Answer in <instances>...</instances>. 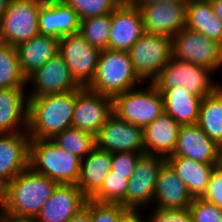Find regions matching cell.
<instances>
[{
	"mask_svg": "<svg viewBox=\"0 0 222 222\" xmlns=\"http://www.w3.org/2000/svg\"><path fill=\"white\" fill-rule=\"evenodd\" d=\"M28 99L27 132L31 139H52L72 127L75 90Z\"/></svg>",
	"mask_w": 222,
	"mask_h": 222,
	"instance_id": "cell-1",
	"label": "cell"
},
{
	"mask_svg": "<svg viewBox=\"0 0 222 222\" xmlns=\"http://www.w3.org/2000/svg\"><path fill=\"white\" fill-rule=\"evenodd\" d=\"M58 184L27 167L5 185L1 215L36 217Z\"/></svg>",
	"mask_w": 222,
	"mask_h": 222,
	"instance_id": "cell-2",
	"label": "cell"
},
{
	"mask_svg": "<svg viewBox=\"0 0 222 222\" xmlns=\"http://www.w3.org/2000/svg\"><path fill=\"white\" fill-rule=\"evenodd\" d=\"M142 83L128 52L105 49L101 50L96 75L87 88L113 98Z\"/></svg>",
	"mask_w": 222,
	"mask_h": 222,
	"instance_id": "cell-3",
	"label": "cell"
},
{
	"mask_svg": "<svg viewBox=\"0 0 222 222\" xmlns=\"http://www.w3.org/2000/svg\"><path fill=\"white\" fill-rule=\"evenodd\" d=\"M81 158L59 148L51 139H31L29 167L57 184L77 185Z\"/></svg>",
	"mask_w": 222,
	"mask_h": 222,
	"instance_id": "cell-4",
	"label": "cell"
},
{
	"mask_svg": "<svg viewBox=\"0 0 222 222\" xmlns=\"http://www.w3.org/2000/svg\"><path fill=\"white\" fill-rule=\"evenodd\" d=\"M142 86L118 94L112 100L113 113L118 118L144 128L164 112V101L153 83H148L145 89Z\"/></svg>",
	"mask_w": 222,
	"mask_h": 222,
	"instance_id": "cell-5",
	"label": "cell"
},
{
	"mask_svg": "<svg viewBox=\"0 0 222 222\" xmlns=\"http://www.w3.org/2000/svg\"><path fill=\"white\" fill-rule=\"evenodd\" d=\"M212 74L206 67L172 58L152 83L157 89L184 87L189 93L204 98L221 85L213 82Z\"/></svg>",
	"mask_w": 222,
	"mask_h": 222,
	"instance_id": "cell-6",
	"label": "cell"
},
{
	"mask_svg": "<svg viewBox=\"0 0 222 222\" xmlns=\"http://www.w3.org/2000/svg\"><path fill=\"white\" fill-rule=\"evenodd\" d=\"M45 0H11L0 19V41L16 47L39 32V11Z\"/></svg>",
	"mask_w": 222,
	"mask_h": 222,
	"instance_id": "cell-7",
	"label": "cell"
},
{
	"mask_svg": "<svg viewBox=\"0 0 222 222\" xmlns=\"http://www.w3.org/2000/svg\"><path fill=\"white\" fill-rule=\"evenodd\" d=\"M128 53L138 77L152 83L172 59V41L164 35L144 32Z\"/></svg>",
	"mask_w": 222,
	"mask_h": 222,
	"instance_id": "cell-8",
	"label": "cell"
},
{
	"mask_svg": "<svg viewBox=\"0 0 222 222\" xmlns=\"http://www.w3.org/2000/svg\"><path fill=\"white\" fill-rule=\"evenodd\" d=\"M171 41L172 58L206 67L213 72L222 66V46L202 33L185 27Z\"/></svg>",
	"mask_w": 222,
	"mask_h": 222,
	"instance_id": "cell-9",
	"label": "cell"
},
{
	"mask_svg": "<svg viewBox=\"0 0 222 222\" xmlns=\"http://www.w3.org/2000/svg\"><path fill=\"white\" fill-rule=\"evenodd\" d=\"M59 53L76 83L80 87H88L96 75L101 50L76 33L59 39Z\"/></svg>",
	"mask_w": 222,
	"mask_h": 222,
	"instance_id": "cell-10",
	"label": "cell"
},
{
	"mask_svg": "<svg viewBox=\"0 0 222 222\" xmlns=\"http://www.w3.org/2000/svg\"><path fill=\"white\" fill-rule=\"evenodd\" d=\"M165 161L166 158L158 155L144 154L139 158L129 179L124 208L141 210L152 207L158 173Z\"/></svg>",
	"mask_w": 222,
	"mask_h": 222,
	"instance_id": "cell-11",
	"label": "cell"
},
{
	"mask_svg": "<svg viewBox=\"0 0 222 222\" xmlns=\"http://www.w3.org/2000/svg\"><path fill=\"white\" fill-rule=\"evenodd\" d=\"M112 114V97L95 93L87 87L75 90L72 127L96 136Z\"/></svg>",
	"mask_w": 222,
	"mask_h": 222,
	"instance_id": "cell-12",
	"label": "cell"
},
{
	"mask_svg": "<svg viewBox=\"0 0 222 222\" xmlns=\"http://www.w3.org/2000/svg\"><path fill=\"white\" fill-rule=\"evenodd\" d=\"M96 147L112 153H145L143 128L113 113L96 135Z\"/></svg>",
	"mask_w": 222,
	"mask_h": 222,
	"instance_id": "cell-13",
	"label": "cell"
},
{
	"mask_svg": "<svg viewBox=\"0 0 222 222\" xmlns=\"http://www.w3.org/2000/svg\"><path fill=\"white\" fill-rule=\"evenodd\" d=\"M27 84H33L28 97L65 93L81 87L71 76L67 63L60 53L49 59L41 68L27 77Z\"/></svg>",
	"mask_w": 222,
	"mask_h": 222,
	"instance_id": "cell-14",
	"label": "cell"
},
{
	"mask_svg": "<svg viewBox=\"0 0 222 222\" xmlns=\"http://www.w3.org/2000/svg\"><path fill=\"white\" fill-rule=\"evenodd\" d=\"M141 12L131 0H123L111 13L108 48L128 52L144 33Z\"/></svg>",
	"mask_w": 222,
	"mask_h": 222,
	"instance_id": "cell-15",
	"label": "cell"
},
{
	"mask_svg": "<svg viewBox=\"0 0 222 222\" xmlns=\"http://www.w3.org/2000/svg\"><path fill=\"white\" fill-rule=\"evenodd\" d=\"M144 31L172 38L186 27L187 4L156 2L138 6Z\"/></svg>",
	"mask_w": 222,
	"mask_h": 222,
	"instance_id": "cell-16",
	"label": "cell"
},
{
	"mask_svg": "<svg viewBox=\"0 0 222 222\" xmlns=\"http://www.w3.org/2000/svg\"><path fill=\"white\" fill-rule=\"evenodd\" d=\"M28 132L0 134V182L6 185L29 167Z\"/></svg>",
	"mask_w": 222,
	"mask_h": 222,
	"instance_id": "cell-17",
	"label": "cell"
},
{
	"mask_svg": "<svg viewBox=\"0 0 222 222\" xmlns=\"http://www.w3.org/2000/svg\"><path fill=\"white\" fill-rule=\"evenodd\" d=\"M87 199L77 185L58 184L36 218L38 222H68Z\"/></svg>",
	"mask_w": 222,
	"mask_h": 222,
	"instance_id": "cell-18",
	"label": "cell"
},
{
	"mask_svg": "<svg viewBox=\"0 0 222 222\" xmlns=\"http://www.w3.org/2000/svg\"><path fill=\"white\" fill-rule=\"evenodd\" d=\"M80 18L63 0H45L39 11V32L62 38L79 33Z\"/></svg>",
	"mask_w": 222,
	"mask_h": 222,
	"instance_id": "cell-19",
	"label": "cell"
},
{
	"mask_svg": "<svg viewBox=\"0 0 222 222\" xmlns=\"http://www.w3.org/2000/svg\"><path fill=\"white\" fill-rule=\"evenodd\" d=\"M220 146L198 124L182 125L175 151L170 156H184L204 164H219Z\"/></svg>",
	"mask_w": 222,
	"mask_h": 222,
	"instance_id": "cell-20",
	"label": "cell"
},
{
	"mask_svg": "<svg viewBox=\"0 0 222 222\" xmlns=\"http://www.w3.org/2000/svg\"><path fill=\"white\" fill-rule=\"evenodd\" d=\"M186 185L179 178L174 168L166 160L158 173L153 203L162 209H186L192 203Z\"/></svg>",
	"mask_w": 222,
	"mask_h": 222,
	"instance_id": "cell-21",
	"label": "cell"
},
{
	"mask_svg": "<svg viewBox=\"0 0 222 222\" xmlns=\"http://www.w3.org/2000/svg\"><path fill=\"white\" fill-rule=\"evenodd\" d=\"M181 125L163 112L143 128L145 154L164 158L175 151Z\"/></svg>",
	"mask_w": 222,
	"mask_h": 222,
	"instance_id": "cell-22",
	"label": "cell"
},
{
	"mask_svg": "<svg viewBox=\"0 0 222 222\" xmlns=\"http://www.w3.org/2000/svg\"><path fill=\"white\" fill-rule=\"evenodd\" d=\"M25 88L0 89V134L27 132L28 95Z\"/></svg>",
	"mask_w": 222,
	"mask_h": 222,
	"instance_id": "cell-23",
	"label": "cell"
},
{
	"mask_svg": "<svg viewBox=\"0 0 222 222\" xmlns=\"http://www.w3.org/2000/svg\"><path fill=\"white\" fill-rule=\"evenodd\" d=\"M15 48L21 71L27 78L59 53V39L38 34L30 40L18 44Z\"/></svg>",
	"mask_w": 222,
	"mask_h": 222,
	"instance_id": "cell-24",
	"label": "cell"
},
{
	"mask_svg": "<svg viewBox=\"0 0 222 222\" xmlns=\"http://www.w3.org/2000/svg\"><path fill=\"white\" fill-rule=\"evenodd\" d=\"M113 153L95 148L81 159L80 176L77 187L90 199L102 186L112 167Z\"/></svg>",
	"mask_w": 222,
	"mask_h": 222,
	"instance_id": "cell-25",
	"label": "cell"
},
{
	"mask_svg": "<svg viewBox=\"0 0 222 222\" xmlns=\"http://www.w3.org/2000/svg\"><path fill=\"white\" fill-rule=\"evenodd\" d=\"M166 160L186 185L193 198H202L214 168L219 164H204L184 156H168Z\"/></svg>",
	"mask_w": 222,
	"mask_h": 222,
	"instance_id": "cell-26",
	"label": "cell"
},
{
	"mask_svg": "<svg viewBox=\"0 0 222 222\" xmlns=\"http://www.w3.org/2000/svg\"><path fill=\"white\" fill-rule=\"evenodd\" d=\"M158 91L163 96L164 112L179 125L197 124L203 97L189 93L184 87Z\"/></svg>",
	"mask_w": 222,
	"mask_h": 222,
	"instance_id": "cell-27",
	"label": "cell"
},
{
	"mask_svg": "<svg viewBox=\"0 0 222 222\" xmlns=\"http://www.w3.org/2000/svg\"><path fill=\"white\" fill-rule=\"evenodd\" d=\"M186 14L187 29L202 33L222 46V22L215 15L210 0H190Z\"/></svg>",
	"mask_w": 222,
	"mask_h": 222,
	"instance_id": "cell-28",
	"label": "cell"
},
{
	"mask_svg": "<svg viewBox=\"0 0 222 222\" xmlns=\"http://www.w3.org/2000/svg\"><path fill=\"white\" fill-rule=\"evenodd\" d=\"M197 124L217 145L222 146V86L205 96L200 104Z\"/></svg>",
	"mask_w": 222,
	"mask_h": 222,
	"instance_id": "cell-29",
	"label": "cell"
},
{
	"mask_svg": "<svg viewBox=\"0 0 222 222\" xmlns=\"http://www.w3.org/2000/svg\"><path fill=\"white\" fill-rule=\"evenodd\" d=\"M16 48L0 41V89L27 88Z\"/></svg>",
	"mask_w": 222,
	"mask_h": 222,
	"instance_id": "cell-30",
	"label": "cell"
},
{
	"mask_svg": "<svg viewBox=\"0 0 222 222\" xmlns=\"http://www.w3.org/2000/svg\"><path fill=\"white\" fill-rule=\"evenodd\" d=\"M59 148L79 158L87 157L96 148V136L92 133L69 127L51 139Z\"/></svg>",
	"mask_w": 222,
	"mask_h": 222,
	"instance_id": "cell-31",
	"label": "cell"
},
{
	"mask_svg": "<svg viewBox=\"0 0 222 222\" xmlns=\"http://www.w3.org/2000/svg\"><path fill=\"white\" fill-rule=\"evenodd\" d=\"M111 28V13L96 16L80 21L79 34L93 47L99 50L108 48V39Z\"/></svg>",
	"mask_w": 222,
	"mask_h": 222,
	"instance_id": "cell-32",
	"label": "cell"
},
{
	"mask_svg": "<svg viewBox=\"0 0 222 222\" xmlns=\"http://www.w3.org/2000/svg\"><path fill=\"white\" fill-rule=\"evenodd\" d=\"M128 183L127 175L115 174L110 170L101 188L90 199L99 203L120 204L124 207Z\"/></svg>",
	"mask_w": 222,
	"mask_h": 222,
	"instance_id": "cell-33",
	"label": "cell"
},
{
	"mask_svg": "<svg viewBox=\"0 0 222 222\" xmlns=\"http://www.w3.org/2000/svg\"><path fill=\"white\" fill-rule=\"evenodd\" d=\"M79 15L80 20L96 16H104L113 10L123 0H63Z\"/></svg>",
	"mask_w": 222,
	"mask_h": 222,
	"instance_id": "cell-34",
	"label": "cell"
},
{
	"mask_svg": "<svg viewBox=\"0 0 222 222\" xmlns=\"http://www.w3.org/2000/svg\"><path fill=\"white\" fill-rule=\"evenodd\" d=\"M188 208L193 222H222V208L203 198H193Z\"/></svg>",
	"mask_w": 222,
	"mask_h": 222,
	"instance_id": "cell-35",
	"label": "cell"
},
{
	"mask_svg": "<svg viewBox=\"0 0 222 222\" xmlns=\"http://www.w3.org/2000/svg\"><path fill=\"white\" fill-rule=\"evenodd\" d=\"M127 211L120 204L99 203L90 199L91 222H118Z\"/></svg>",
	"mask_w": 222,
	"mask_h": 222,
	"instance_id": "cell-36",
	"label": "cell"
},
{
	"mask_svg": "<svg viewBox=\"0 0 222 222\" xmlns=\"http://www.w3.org/2000/svg\"><path fill=\"white\" fill-rule=\"evenodd\" d=\"M145 153L116 152L113 153L111 170L115 174L127 175L129 180L135 170V165L139 158Z\"/></svg>",
	"mask_w": 222,
	"mask_h": 222,
	"instance_id": "cell-37",
	"label": "cell"
},
{
	"mask_svg": "<svg viewBox=\"0 0 222 222\" xmlns=\"http://www.w3.org/2000/svg\"><path fill=\"white\" fill-rule=\"evenodd\" d=\"M147 222H193L189 208L186 209H162L155 207Z\"/></svg>",
	"mask_w": 222,
	"mask_h": 222,
	"instance_id": "cell-38",
	"label": "cell"
},
{
	"mask_svg": "<svg viewBox=\"0 0 222 222\" xmlns=\"http://www.w3.org/2000/svg\"><path fill=\"white\" fill-rule=\"evenodd\" d=\"M204 200L222 208V167L217 165L211 173Z\"/></svg>",
	"mask_w": 222,
	"mask_h": 222,
	"instance_id": "cell-39",
	"label": "cell"
},
{
	"mask_svg": "<svg viewBox=\"0 0 222 222\" xmlns=\"http://www.w3.org/2000/svg\"><path fill=\"white\" fill-rule=\"evenodd\" d=\"M68 222H91L90 199H87L85 207L75 214Z\"/></svg>",
	"mask_w": 222,
	"mask_h": 222,
	"instance_id": "cell-40",
	"label": "cell"
},
{
	"mask_svg": "<svg viewBox=\"0 0 222 222\" xmlns=\"http://www.w3.org/2000/svg\"><path fill=\"white\" fill-rule=\"evenodd\" d=\"M140 210H128L118 222H147V219H143Z\"/></svg>",
	"mask_w": 222,
	"mask_h": 222,
	"instance_id": "cell-41",
	"label": "cell"
},
{
	"mask_svg": "<svg viewBox=\"0 0 222 222\" xmlns=\"http://www.w3.org/2000/svg\"><path fill=\"white\" fill-rule=\"evenodd\" d=\"M0 222H38L36 217L19 215H1Z\"/></svg>",
	"mask_w": 222,
	"mask_h": 222,
	"instance_id": "cell-42",
	"label": "cell"
},
{
	"mask_svg": "<svg viewBox=\"0 0 222 222\" xmlns=\"http://www.w3.org/2000/svg\"><path fill=\"white\" fill-rule=\"evenodd\" d=\"M136 6L139 5H147L149 3H156V2H177L182 4H187L190 0H131Z\"/></svg>",
	"mask_w": 222,
	"mask_h": 222,
	"instance_id": "cell-43",
	"label": "cell"
},
{
	"mask_svg": "<svg viewBox=\"0 0 222 222\" xmlns=\"http://www.w3.org/2000/svg\"><path fill=\"white\" fill-rule=\"evenodd\" d=\"M210 1L215 15L222 22V0H210Z\"/></svg>",
	"mask_w": 222,
	"mask_h": 222,
	"instance_id": "cell-44",
	"label": "cell"
},
{
	"mask_svg": "<svg viewBox=\"0 0 222 222\" xmlns=\"http://www.w3.org/2000/svg\"><path fill=\"white\" fill-rule=\"evenodd\" d=\"M10 1L11 0H0V19L2 15L5 13Z\"/></svg>",
	"mask_w": 222,
	"mask_h": 222,
	"instance_id": "cell-45",
	"label": "cell"
},
{
	"mask_svg": "<svg viewBox=\"0 0 222 222\" xmlns=\"http://www.w3.org/2000/svg\"><path fill=\"white\" fill-rule=\"evenodd\" d=\"M4 190H5V185L0 182V208L1 209L4 204Z\"/></svg>",
	"mask_w": 222,
	"mask_h": 222,
	"instance_id": "cell-46",
	"label": "cell"
},
{
	"mask_svg": "<svg viewBox=\"0 0 222 222\" xmlns=\"http://www.w3.org/2000/svg\"><path fill=\"white\" fill-rule=\"evenodd\" d=\"M219 166L222 167V146H220V153H219Z\"/></svg>",
	"mask_w": 222,
	"mask_h": 222,
	"instance_id": "cell-47",
	"label": "cell"
}]
</instances>
